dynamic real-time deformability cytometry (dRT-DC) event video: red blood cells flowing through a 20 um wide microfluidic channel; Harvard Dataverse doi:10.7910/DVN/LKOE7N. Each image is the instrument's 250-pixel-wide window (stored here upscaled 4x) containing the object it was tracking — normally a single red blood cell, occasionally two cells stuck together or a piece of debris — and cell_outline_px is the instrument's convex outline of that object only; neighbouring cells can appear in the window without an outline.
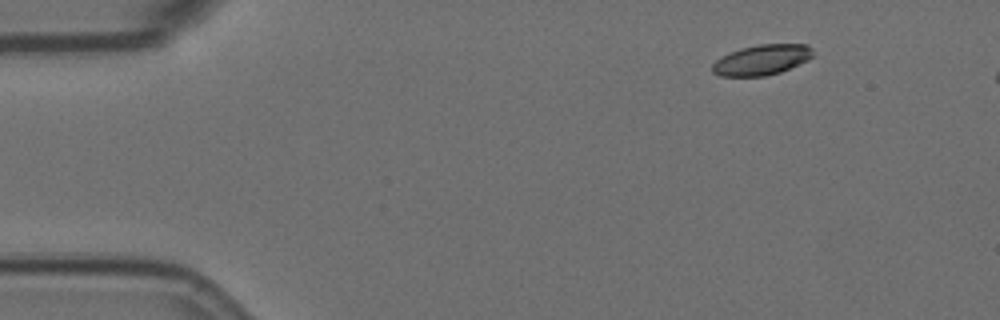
{"species": "Egyptian fruit bat (a non-hibernating species)", "species_latin": "Rousettus aegyptiacus", "temperature_condition": "room temperature", "stored_images_in_passage": 8, "camera_frame_rate_fps": 3000, "um_per_image_px": 0.085, "animal": {"sex": "female"}, "frame": {"image": 1, "passage_image": 2, "time_ms": 1.333, "image_size_px": [1000, 320], "cell_outline_px": [[812, 56], [808, 60], [780, 72], [764, 76], [720, 76], [712, 72], [712, 64], [716, 60], [740, 48], [760, 44], [804, 44], [812, 48]], "centroid_in_image_um": [64.74, 5.09], "position_along_channel_um": 20.3, "area_um2": 17.57}}
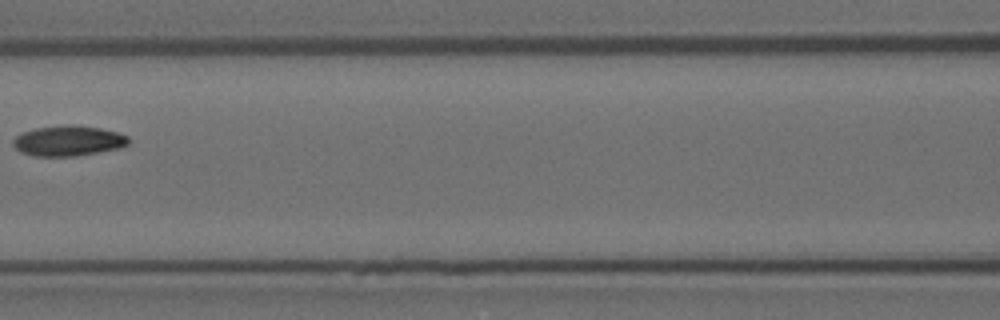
{"frame": {"image": 2, "passage_image": 7, "time_ms": 7.667, "image_size_px": [1000, 320], "cell_outline_px": [[128, 144], [120, 148], [76, 156], [32, 156], [20, 152], [12, 144], [12, 140], [16, 136], [24, 132], [36, 128], [68, 124], [100, 128], [116, 132], [128, 136]], "centroid_in_image_um": [5.78, 11.97], "position_along_channel_um": 160.8, "area_um2": 20.35}}
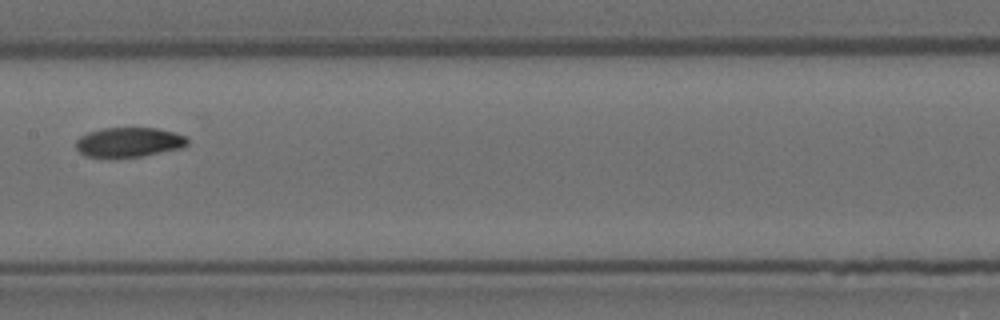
{"frame": {"image": 3, "passage_image": 8, "time_ms": 8.667, "image_size_px": [1000, 320], "cell_outline_px": [[188, 144], [180, 148], [140, 156], [84, 156], [76, 148], [76, 140], [80, 136], [88, 132], [100, 128], [156, 128], [176, 132], [188, 136]], "centroid_in_image_um": [10.97, 12.06], "position_along_channel_um": 196.4, "area_um2": 19.07}}